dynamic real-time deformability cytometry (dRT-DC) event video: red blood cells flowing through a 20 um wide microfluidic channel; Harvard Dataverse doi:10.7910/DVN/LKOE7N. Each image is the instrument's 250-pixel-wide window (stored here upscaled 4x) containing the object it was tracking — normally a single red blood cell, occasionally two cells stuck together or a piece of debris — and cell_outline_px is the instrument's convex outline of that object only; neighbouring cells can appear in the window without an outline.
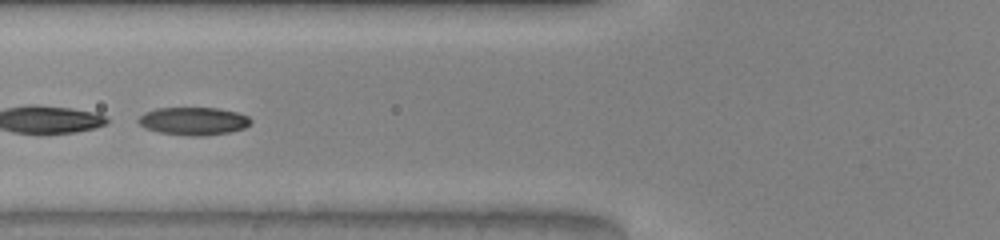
{"species": "common noctule bat (a hibernating species)", "species_latin": "Nyctalus noctula", "temperature_condition": "warm", "stored_images_in_passage": 36, "camera_frame_rate_fps": 3000, "um_per_image_px": 0.085, "animal": {"sex": "male", "body_mass_g": 20.0, "forearm_length_mm": 53.3}, "frame": {"image": 1, "passage_image": 6, "time_ms": 1.667, "image_size_px": [1000, 240], "cell_outline_px": [[252, 120], [244, 128], [228, 132], [204, 136], [192, 136], [160, 132], [144, 128], [136, 120], [144, 112], [156, 108], [216, 108], [236, 112], [248, 116]], "centroid_in_image_um": [16.41, 10.29], "position_along_channel_um": 109.4, "area_um2": 18.15}}
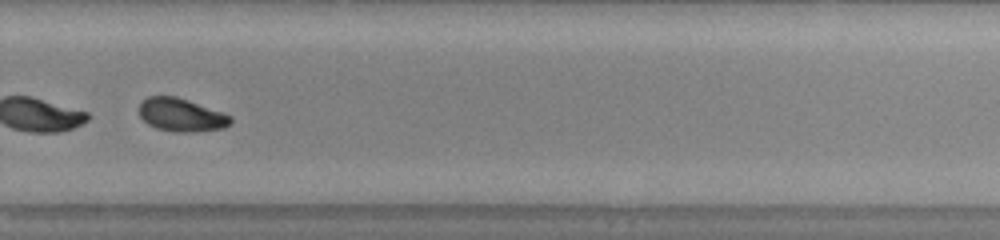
{"frame": {"image": 2, "passage_image": 21, "time_ms": 6.667, "image_size_px": [1000, 240], "cell_outline_px": [[232, 124], [224, 128], [192, 132], [176, 132], [156, 128], [148, 124], [140, 116], [140, 104], [148, 96], [176, 96], [224, 112], [232, 116]], "centroid_in_image_um": [15.46, 9.77], "position_along_channel_um": 314.3, "area_um2": 17.74}, "authors_computed_cell_mechanics": {"area_um2": 18.2937, "velocity_mm_per_s": 4.1074, "shape_relaxation_time_tau1_ms": 6.0415, "shape_relaxation_time_tau2_ms": 7.0524, "deformation_change_tau1": 0.1706, "deformation_change_tau2": 0.1}}